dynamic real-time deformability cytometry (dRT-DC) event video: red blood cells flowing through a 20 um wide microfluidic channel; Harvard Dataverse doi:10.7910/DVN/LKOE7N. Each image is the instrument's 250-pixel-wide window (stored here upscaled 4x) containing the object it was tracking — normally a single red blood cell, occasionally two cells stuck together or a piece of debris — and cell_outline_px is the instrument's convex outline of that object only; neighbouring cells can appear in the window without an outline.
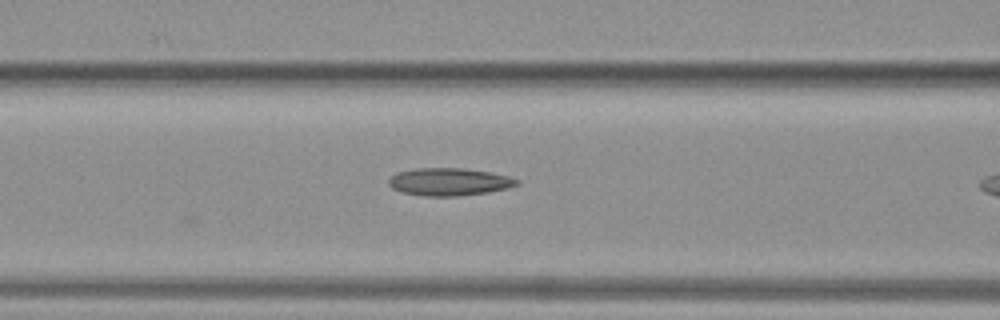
{"species": "common noctule bat (a hibernating species)", "species_latin": "Nyctalus noctula", "temperature_condition": "warm", "stored_images_in_passage": 28, "camera_frame_rate_fps": 3000, "um_per_image_px": 0.085, "animal": {"sex": "female", "body_mass_g": 19.3, "forearm_length_mm": 54.1}, "frame": {"image": 1, "passage_image": 6, "time_ms": 1.667, "image_size_px": [1000, 320], "cell_outline_px": [[520, 184], [508, 188], [488, 192], [460, 196], [424, 196], [400, 192], [392, 188], [388, 184], [388, 180], [396, 172], [416, 168], [464, 168], [492, 172], [508, 176], [520, 180]], "centroid_in_image_um": [38.19, 15.45], "position_along_channel_um": 128.4, "area_um2": 20.87}}
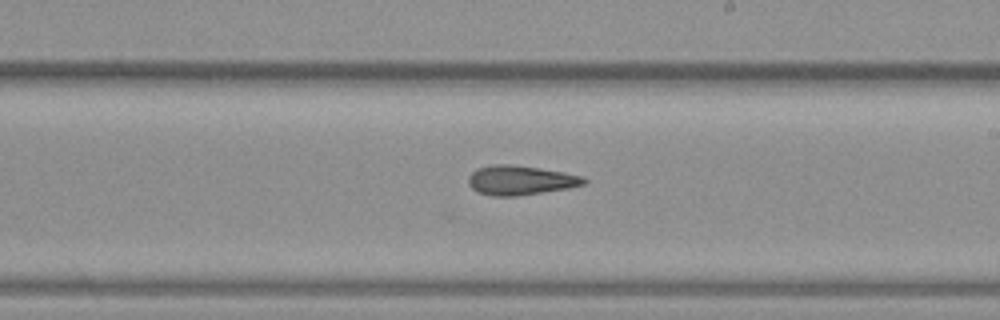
{"frame": {"image": 2, "passage_image": 14, "time_ms": 4.333, "image_size_px": [1000, 320], "cell_outline_px": [[588, 180], [584, 184], [568, 188], [516, 196], [492, 196], [476, 192], [468, 184], [468, 176], [476, 168], [492, 164], [512, 164], [540, 168], [564, 172], [584, 176]], "centroid_in_image_um": [44.21, 15.31], "position_along_channel_um": 244.8, "area_um2": 20.0}}
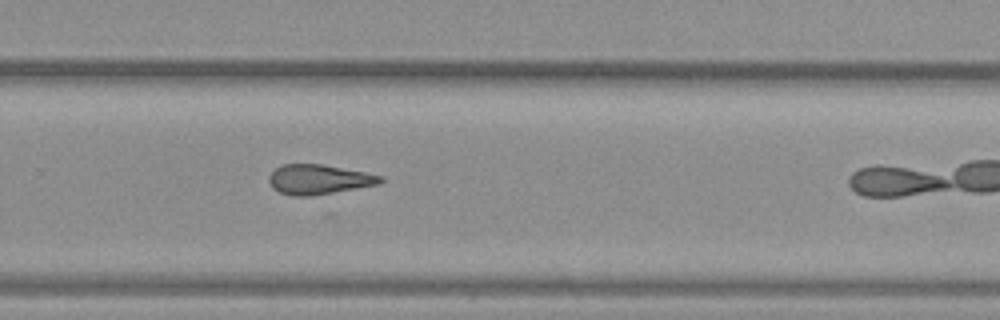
{"frame": {"image": 3, "passage_image": 18, "time_ms": 5.667, "image_size_px": [1000, 320], "cell_outline_px": [[384, 180], [380, 184], [308, 196], [292, 196], [280, 192], [272, 188], [268, 180], [268, 176], [276, 168], [284, 164], [320, 164], [364, 172], [384, 176]], "centroid_in_image_um": [27.08, 15.25], "position_along_channel_um": 302.7, "area_um2": 19.13}}